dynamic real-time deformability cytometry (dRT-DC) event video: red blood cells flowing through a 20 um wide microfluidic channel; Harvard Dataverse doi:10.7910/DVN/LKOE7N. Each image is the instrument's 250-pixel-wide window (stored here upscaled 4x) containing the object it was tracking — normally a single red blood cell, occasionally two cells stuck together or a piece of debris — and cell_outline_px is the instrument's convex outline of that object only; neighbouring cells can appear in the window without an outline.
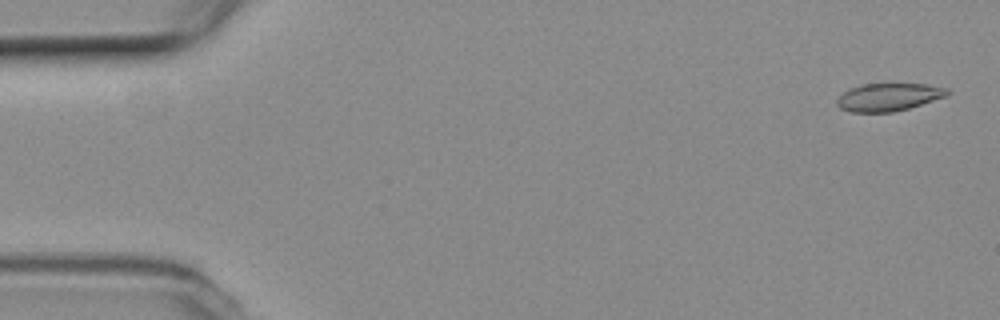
{"species": "common noctule bat (a hibernating species)", "species_latin": "Nyctalus noctula", "temperature_condition": "room temperature", "stored_images_in_passage": 16, "camera_frame_rate_fps": 3000, "um_per_image_px": 0.085, "animal": {"sex": "female", "body_mass_g": 19.3, "forearm_length_mm": 54.1}, "frame": {"image": 1, "passage_image": 2, "time_ms": 0.333, "image_size_px": [1000, 320], "cell_outline_px": [[952, 92], [948, 96], [908, 108], [892, 112], [852, 112], [840, 108], [836, 104], [836, 100], [848, 88], [860, 84], [928, 84], [948, 88]], "centroid_in_image_um": [75.55, 8.24], "position_along_channel_um": 9.4, "area_um2": 17.98}}
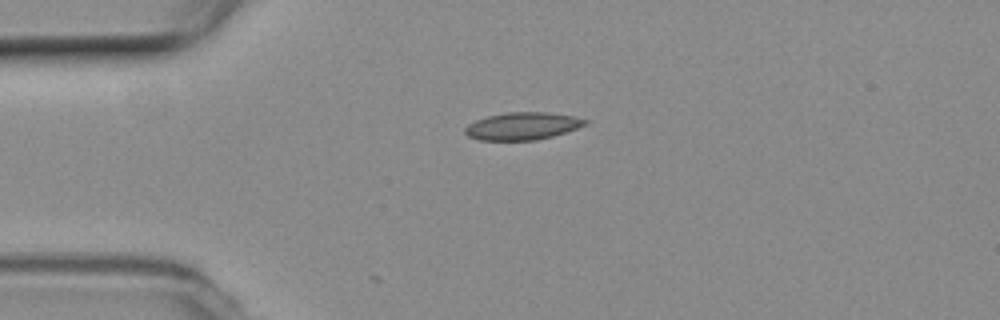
{"frame": {"image": 2, "passage_image": 13, "time_ms": 4.0, "image_size_px": [1000, 320], "cell_outline_px": [[588, 124], [552, 136], [536, 140], [480, 140], [468, 136], [464, 132], [464, 128], [468, 124], [476, 120], [488, 116], [508, 112], [548, 112], [576, 116], [588, 120]], "centroid_in_image_um": [44.41, 10.71], "position_along_channel_um": 40.6, "area_um2": 19.19}}